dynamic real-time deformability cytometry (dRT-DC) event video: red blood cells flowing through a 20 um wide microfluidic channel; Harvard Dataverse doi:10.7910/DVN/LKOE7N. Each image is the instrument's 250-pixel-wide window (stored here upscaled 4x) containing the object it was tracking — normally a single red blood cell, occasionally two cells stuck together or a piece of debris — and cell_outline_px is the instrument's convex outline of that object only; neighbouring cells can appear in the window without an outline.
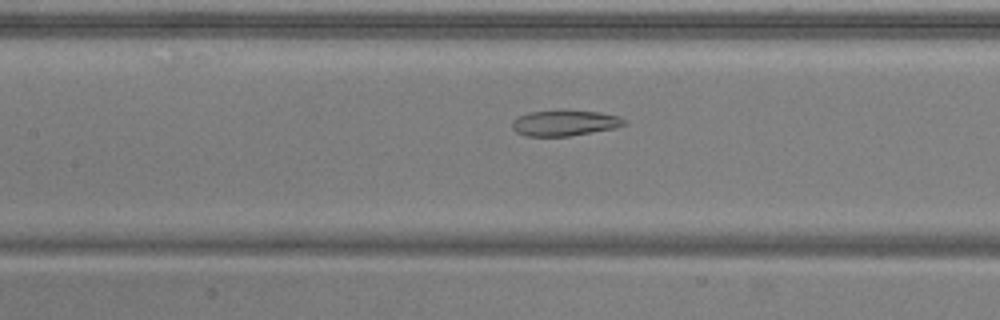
{"species": "common noctule bat (a hibernating species)", "species_latin": "Nyctalus noctula", "temperature_condition": "warm", "stored_images_in_passage": 38, "camera_frame_rate_fps": 3000, "um_per_image_px": 0.085, "animal": {"sex": "male", "body_mass_g": 20.5, "forearm_length_mm": 52.5}, "frame": {"image": 1, "passage_image": 9, "time_ms": 2.667, "image_size_px": [1000, 320], "cell_outline_px": [[628, 124], [616, 128], [568, 136], [524, 136], [516, 132], [512, 128], [512, 120], [516, 116], [528, 112], [556, 108], [564, 108], [600, 112], [620, 116]], "centroid_in_image_um": [47.97, 10.41], "position_along_channel_um": 159.4, "area_um2": 17.63}}
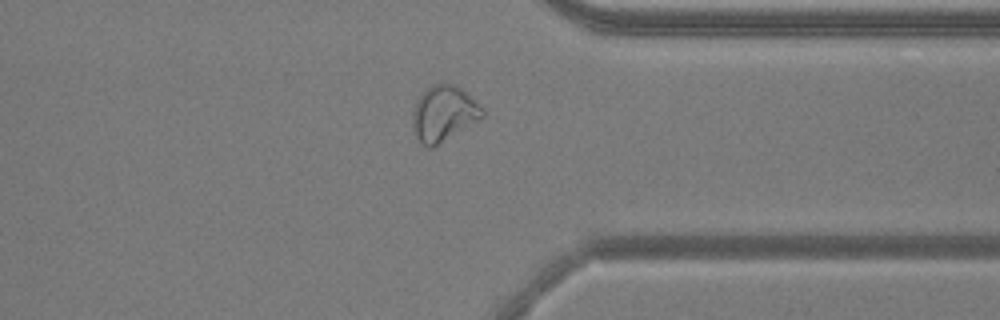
{"frame": {"image": 2, "passage_image": 26, "time_ms": 8.333, "image_size_px": [1000, 320], "cell_outline_px": [[484, 116], [432, 148], [428, 148], [416, 136], [412, 128], [412, 112], [420, 96], [432, 84], [440, 80], [452, 84], [460, 88], [484, 108]], "centroid_in_image_um": [37.7, 9.62], "position_along_channel_um": 373.7, "area_um2": 22.37}}
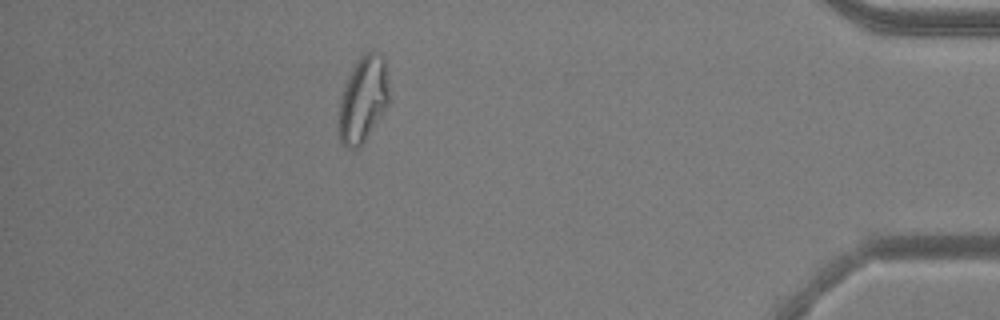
{"frame": {"image": 3, "passage_image": 32, "time_ms": 10.333, "image_size_px": [1000, 320], "cell_outline_px": [[388, 104], [360, 148], [344, 148], [340, 140], [340, 100], [344, 88], [356, 60], [364, 52], [372, 48], [376, 48], [384, 56], [388, 72]], "centroid_in_image_um": [30.9, 8.36], "position_along_channel_um": 404.3, "area_um2": 25.26}, "authors_computed_cell_mechanics": {"area_um2": 18.8428, "velocity_mm_per_s": 3.871, "shape_relaxation_time_tau1_ms": null, "shape_relaxation_time_tau2_ms": 3.2475, "deformation_change_tau1": null, "deformation_change_tau2": 0.1001}}